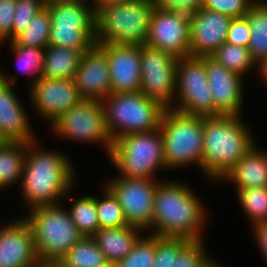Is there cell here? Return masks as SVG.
Segmentation results:
<instances>
[{
	"label": "cell",
	"instance_id": "cell-39",
	"mask_svg": "<svg viewBox=\"0 0 267 267\" xmlns=\"http://www.w3.org/2000/svg\"><path fill=\"white\" fill-rule=\"evenodd\" d=\"M203 240L190 241L179 253L172 267H201L209 258Z\"/></svg>",
	"mask_w": 267,
	"mask_h": 267
},
{
	"label": "cell",
	"instance_id": "cell-45",
	"mask_svg": "<svg viewBox=\"0 0 267 267\" xmlns=\"http://www.w3.org/2000/svg\"><path fill=\"white\" fill-rule=\"evenodd\" d=\"M33 267H64L61 261L39 259Z\"/></svg>",
	"mask_w": 267,
	"mask_h": 267
},
{
	"label": "cell",
	"instance_id": "cell-47",
	"mask_svg": "<svg viewBox=\"0 0 267 267\" xmlns=\"http://www.w3.org/2000/svg\"><path fill=\"white\" fill-rule=\"evenodd\" d=\"M254 5L267 15V0H257Z\"/></svg>",
	"mask_w": 267,
	"mask_h": 267
},
{
	"label": "cell",
	"instance_id": "cell-40",
	"mask_svg": "<svg viewBox=\"0 0 267 267\" xmlns=\"http://www.w3.org/2000/svg\"><path fill=\"white\" fill-rule=\"evenodd\" d=\"M250 26L246 17L232 18L226 41L229 44L248 48L250 43Z\"/></svg>",
	"mask_w": 267,
	"mask_h": 267
},
{
	"label": "cell",
	"instance_id": "cell-29",
	"mask_svg": "<svg viewBox=\"0 0 267 267\" xmlns=\"http://www.w3.org/2000/svg\"><path fill=\"white\" fill-rule=\"evenodd\" d=\"M95 42V29L77 27H51L49 45L86 52Z\"/></svg>",
	"mask_w": 267,
	"mask_h": 267
},
{
	"label": "cell",
	"instance_id": "cell-26",
	"mask_svg": "<svg viewBox=\"0 0 267 267\" xmlns=\"http://www.w3.org/2000/svg\"><path fill=\"white\" fill-rule=\"evenodd\" d=\"M60 261L64 267H105L109 264L92 237H83Z\"/></svg>",
	"mask_w": 267,
	"mask_h": 267
},
{
	"label": "cell",
	"instance_id": "cell-27",
	"mask_svg": "<svg viewBox=\"0 0 267 267\" xmlns=\"http://www.w3.org/2000/svg\"><path fill=\"white\" fill-rule=\"evenodd\" d=\"M74 201L67 211L83 237H92L99 230L95 196H81Z\"/></svg>",
	"mask_w": 267,
	"mask_h": 267
},
{
	"label": "cell",
	"instance_id": "cell-15",
	"mask_svg": "<svg viewBox=\"0 0 267 267\" xmlns=\"http://www.w3.org/2000/svg\"><path fill=\"white\" fill-rule=\"evenodd\" d=\"M97 44L106 52L111 80V93L140 91L141 45Z\"/></svg>",
	"mask_w": 267,
	"mask_h": 267
},
{
	"label": "cell",
	"instance_id": "cell-24",
	"mask_svg": "<svg viewBox=\"0 0 267 267\" xmlns=\"http://www.w3.org/2000/svg\"><path fill=\"white\" fill-rule=\"evenodd\" d=\"M83 53L77 49L48 45L45 49L42 77L48 79L74 78Z\"/></svg>",
	"mask_w": 267,
	"mask_h": 267
},
{
	"label": "cell",
	"instance_id": "cell-8",
	"mask_svg": "<svg viewBox=\"0 0 267 267\" xmlns=\"http://www.w3.org/2000/svg\"><path fill=\"white\" fill-rule=\"evenodd\" d=\"M108 157L124 178H155L166 169L160 129L116 139ZM159 170V171H158Z\"/></svg>",
	"mask_w": 267,
	"mask_h": 267
},
{
	"label": "cell",
	"instance_id": "cell-19",
	"mask_svg": "<svg viewBox=\"0 0 267 267\" xmlns=\"http://www.w3.org/2000/svg\"><path fill=\"white\" fill-rule=\"evenodd\" d=\"M73 79L82 99L102 101L111 94L106 52L97 43L83 53Z\"/></svg>",
	"mask_w": 267,
	"mask_h": 267
},
{
	"label": "cell",
	"instance_id": "cell-46",
	"mask_svg": "<svg viewBox=\"0 0 267 267\" xmlns=\"http://www.w3.org/2000/svg\"><path fill=\"white\" fill-rule=\"evenodd\" d=\"M134 0H93L95 5H114L120 3H127Z\"/></svg>",
	"mask_w": 267,
	"mask_h": 267
},
{
	"label": "cell",
	"instance_id": "cell-21",
	"mask_svg": "<svg viewBox=\"0 0 267 267\" xmlns=\"http://www.w3.org/2000/svg\"><path fill=\"white\" fill-rule=\"evenodd\" d=\"M221 180L234 183L236 191L267 187V151L255 144Z\"/></svg>",
	"mask_w": 267,
	"mask_h": 267
},
{
	"label": "cell",
	"instance_id": "cell-3",
	"mask_svg": "<svg viewBox=\"0 0 267 267\" xmlns=\"http://www.w3.org/2000/svg\"><path fill=\"white\" fill-rule=\"evenodd\" d=\"M240 117H203L202 172L210 181H220L255 145L251 131Z\"/></svg>",
	"mask_w": 267,
	"mask_h": 267
},
{
	"label": "cell",
	"instance_id": "cell-22",
	"mask_svg": "<svg viewBox=\"0 0 267 267\" xmlns=\"http://www.w3.org/2000/svg\"><path fill=\"white\" fill-rule=\"evenodd\" d=\"M87 2V0H47L45 8L51 18V27L95 29V4L93 0L92 4Z\"/></svg>",
	"mask_w": 267,
	"mask_h": 267
},
{
	"label": "cell",
	"instance_id": "cell-7",
	"mask_svg": "<svg viewBox=\"0 0 267 267\" xmlns=\"http://www.w3.org/2000/svg\"><path fill=\"white\" fill-rule=\"evenodd\" d=\"M159 129L163 135L167 169L197 165L202 170L203 116L186 115L166 109Z\"/></svg>",
	"mask_w": 267,
	"mask_h": 267
},
{
	"label": "cell",
	"instance_id": "cell-44",
	"mask_svg": "<svg viewBox=\"0 0 267 267\" xmlns=\"http://www.w3.org/2000/svg\"><path fill=\"white\" fill-rule=\"evenodd\" d=\"M256 69L260 73L258 74L261 77L260 79L267 84V56L257 63Z\"/></svg>",
	"mask_w": 267,
	"mask_h": 267
},
{
	"label": "cell",
	"instance_id": "cell-35",
	"mask_svg": "<svg viewBox=\"0 0 267 267\" xmlns=\"http://www.w3.org/2000/svg\"><path fill=\"white\" fill-rule=\"evenodd\" d=\"M10 50L16 56L19 71L29 75H35L30 86L42 76L43 64L45 59V49L27 47L21 45H10Z\"/></svg>",
	"mask_w": 267,
	"mask_h": 267
},
{
	"label": "cell",
	"instance_id": "cell-12",
	"mask_svg": "<svg viewBox=\"0 0 267 267\" xmlns=\"http://www.w3.org/2000/svg\"><path fill=\"white\" fill-rule=\"evenodd\" d=\"M177 62L178 58L170 53L141 45L140 91L167 109L176 97Z\"/></svg>",
	"mask_w": 267,
	"mask_h": 267
},
{
	"label": "cell",
	"instance_id": "cell-16",
	"mask_svg": "<svg viewBox=\"0 0 267 267\" xmlns=\"http://www.w3.org/2000/svg\"><path fill=\"white\" fill-rule=\"evenodd\" d=\"M205 69L215 103V116L242 115L243 77L226 69L212 56H205Z\"/></svg>",
	"mask_w": 267,
	"mask_h": 267
},
{
	"label": "cell",
	"instance_id": "cell-13",
	"mask_svg": "<svg viewBox=\"0 0 267 267\" xmlns=\"http://www.w3.org/2000/svg\"><path fill=\"white\" fill-rule=\"evenodd\" d=\"M190 13L154 7L149 20L147 46L177 58L190 56Z\"/></svg>",
	"mask_w": 267,
	"mask_h": 267
},
{
	"label": "cell",
	"instance_id": "cell-11",
	"mask_svg": "<svg viewBox=\"0 0 267 267\" xmlns=\"http://www.w3.org/2000/svg\"><path fill=\"white\" fill-rule=\"evenodd\" d=\"M156 178L115 177L105 186L118 199L128 225L147 232L154 215V195L159 183Z\"/></svg>",
	"mask_w": 267,
	"mask_h": 267
},
{
	"label": "cell",
	"instance_id": "cell-20",
	"mask_svg": "<svg viewBox=\"0 0 267 267\" xmlns=\"http://www.w3.org/2000/svg\"><path fill=\"white\" fill-rule=\"evenodd\" d=\"M38 260L32 229L24 218L0 228V267H33Z\"/></svg>",
	"mask_w": 267,
	"mask_h": 267
},
{
	"label": "cell",
	"instance_id": "cell-23",
	"mask_svg": "<svg viewBox=\"0 0 267 267\" xmlns=\"http://www.w3.org/2000/svg\"><path fill=\"white\" fill-rule=\"evenodd\" d=\"M144 233L135 226H123L120 228L99 229L92 238L104 253L109 264H116L128 255L135 243Z\"/></svg>",
	"mask_w": 267,
	"mask_h": 267
},
{
	"label": "cell",
	"instance_id": "cell-4",
	"mask_svg": "<svg viewBox=\"0 0 267 267\" xmlns=\"http://www.w3.org/2000/svg\"><path fill=\"white\" fill-rule=\"evenodd\" d=\"M95 42L145 45L153 0L95 5Z\"/></svg>",
	"mask_w": 267,
	"mask_h": 267
},
{
	"label": "cell",
	"instance_id": "cell-37",
	"mask_svg": "<svg viewBox=\"0 0 267 267\" xmlns=\"http://www.w3.org/2000/svg\"><path fill=\"white\" fill-rule=\"evenodd\" d=\"M47 0H16L12 23V40L29 25L32 18L45 8Z\"/></svg>",
	"mask_w": 267,
	"mask_h": 267
},
{
	"label": "cell",
	"instance_id": "cell-43",
	"mask_svg": "<svg viewBox=\"0 0 267 267\" xmlns=\"http://www.w3.org/2000/svg\"><path fill=\"white\" fill-rule=\"evenodd\" d=\"M252 230L255 236V240L259 245L260 251L267 261V222L254 225L252 227Z\"/></svg>",
	"mask_w": 267,
	"mask_h": 267
},
{
	"label": "cell",
	"instance_id": "cell-41",
	"mask_svg": "<svg viewBox=\"0 0 267 267\" xmlns=\"http://www.w3.org/2000/svg\"><path fill=\"white\" fill-rule=\"evenodd\" d=\"M16 0H0V43L12 41V23Z\"/></svg>",
	"mask_w": 267,
	"mask_h": 267
},
{
	"label": "cell",
	"instance_id": "cell-14",
	"mask_svg": "<svg viewBox=\"0 0 267 267\" xmlns=\"http://www.w3.org/2000/svg\"><path fill=\"white\" fill-rule=\"evenodd\" d=\"M29 89L33 108L50 125L82 100L73 78L48 79L41 76Z\"/></svg>",
	"mask_w": 267,
	"mask_h": 267
},
{
	"label": "cell",
	"instance_id": "cell-1",
	"mask_svg": "<svg viewBox=\"0 0 267 267\" xmlns=\"http://www.w3.org/2000/svg\"><path fill=\"white\" fill-rule=\"evenodd\" d=\"M37 141L35 139L27 142V154L20 181V195L29 209L58 205L60 200L63 202L62 199L67 197L71 199L68 194L76 179L75 169L67 155L59 150L40 149Z\"/></svg>",
	"mask_w": 267,
	"mask_h": 267
},
{
	"label": "cell",
	"instance_id": "cell-5",
	"mask_svg": "<svg viewBox=\"0 0 267 267\" xmlns=\"http://www.w3.org/2000/svg\"><path fill=\"white\" fill-rule=\"evenodd\" d=\"M107 131L114 142L131 133L158 130L164 111L161 103L141 91L111 93L102 100Z\"/></svg>",
	"mask_w": 267,
	"mask_h": 267
},
{
	"label": "cell",
	"instance_id": "cell-31",
	"mask_svg": "<svg viewBox=\"0 0 267 267\" xmlns=\"http://www.w3.org/2000/svg\"><path fill=\"white\" fill-rule=\"evenodd\" d=\"M245 17L251 31L248 49L253 60L258 63L267 56V15L253 4Z\"/></svg>",
	"mask_w": 267,
	"mask_h": 267
},
{
	"label": "cell",
	"instance_id": "cell-32",
	"mask_svg": "<svg viewBox=\"0 0 267 267\" xmlns=\"http://www.w3.org/2000/svg\"><path fill=\"white\" fill-rule=\"evenodd\" d=\"M237 199L251 227L267 222V187H254L238 190Z\"/></svg>",
	"mask_w": 267,
	"mask_h": 267
},
{
	"label": "cell",
	"instance_id": "cell-42",
	"mask_svg": "<svg viewBox=\"0 0 267 267\" xmlns=\"http://www.w3.org/2000/svg\"><path fill=\"white\" fill-rule=\"evenodd\" d=\"M154 7L176 11L195 12L202 5V0H153Z\"/></svg>",
	"mask_w": 267,
	"mask_h": 267
},
{
	"label": "cell",
	"instance_id": "cell-17",
	"mask_svg": "<svg viewBox=\"0 0 267 267\" xmlns=\"http://www.w3.org/2000/svg\"><path fill=\"white\" fill-rule=\"evenodd\" d=\"M0 69V138L3 141L30 142L36 139L28 115L13 91L16 76L7 77Z\"/></svg>",
	"mask_w": 267,
	"mask_h": 267
},
{
	"label": "cell",
	"instance_id": "cell-36",
	"mask_svg": "<svg viewBox=\"0 0 267 267\" xmlns=\"http://www.w3.org/2000/svg\"><path fill=\"white\" fill-rule=\"evenodd\" d=\"M190 242L185 238L156 236V257L153 267H172L178 253Z\"/></svg>",
	"mask_w": 267,
	"mask_h": 267
},
{
	"label": "cell",
	"instance_id": "cell-6",
	"mask_svg": "<svg viewBox=\"0 0 267 267\" xmlns=\"http://www.w3.org/2000/svg\"><path fill=\"white\" fill-rule=\"evenodd\" d=\"M62 205L33 207L23 217L32 229L39 259L60 261L83 238Z\"/></svg>",
	"mask_w": 267,
	"mask_h": 267
},
{
	"label": "cell",
	"instance_id": "cell-25",
	"mask_svg": "<svg viewBox=\"0 0 267 267\" xmlns=\"http://www.w3.org/2000/svg\"><path fill=\"white\" fill-rule=\"evenodd\" d=\"M26 154L27 142L0 143V189L22 179Z\"/></svg>",
	"mask_w": 267,
	"mask_h": 267
},
{
	"label": "cell",
	"instance_id": "cell-18",
	"mask_svg": "<svg viewBox=\"0 0 267 267\" xmlns=\"http://www.w3.org/2000/svg\"><path fill=\"white\" fill-rule=\"evenodd\" d=\"M231 20L227 15L202 7L190 13V56H211L225 43Z\"/></svg>",
	"mask_w": 267,
	"mask_h": 267
},
{
	"label": "cell",
	"instance_id": "cell-49",
	"mask_svg": "<svg viewBox=\"0 0 267 267\" xmlns=\"http://www.w3.org/2000/svg\"><path fill=\"white\" fill-rule=\"evenodd\" d=\"M105 267H115V265H114V264H108V265L105 266Z\"/></svg>",
	"mask_w": 267,
	"mask_h": 267
},
{
	"label": "cell",
	"instance_id": "cell-30",
	"mask_svg": "<svg viewBox=\"0 0 267 267\" xmlns=\"http://www.w3.org/2000/svg\"><path fill=\"white\" fill-rule=\"evenodd\" d=\"M214 59L220 62L226 69L235 72L243 77L246 73L257 67L249 49L227 42L223 43L212 55Z\"/></svg>",
	"mask_w": 267,
	"mask_h": 267
},
{
	"label": "cell",
	"instance_id": "cell-2",
	"mask_svg": "<svg viewBox=\"0 0 267 267\" xmlns=\"http://www.w3.org/2000/svg\"><path fill=\"white\" fill-rule=\"evenodd\" d=\"M187 185L159 181L154 195V215L149 234L159 237L203 240L206 209ZM151 229V230H150Z\"/></svg>",
	"mask_w": 267,
	"mask_h": 267
},
{
	"label": "cell",
	"instance_id": "cell-9",
	"mask_svg": "<svg viewBox=\"0 0 267 267\" xmlns=\"http://www.w3.org/2000/svg\"><path fill=\"white\" fill-rule=\"evenodd\" d=\"M177 103L170 109L186 115L215 116V103L210 90L205 56L178 58L176 71Z\"/></svg>",
	"mask_w": 267,
	"mask_h": 267
},
{
	"label": "cell",
	"instance_id": "cell-38",
	"mask_svg": "<svg viewBox=\"0 0 267 267\" xmlns=\"http://www.w3.org/2000/svg\"><path fill=\"white\" fill-rule=\"evenodd\" d=\"M252 5L251 0H202L201 7L231 18H241Z\"/></svg>",
	"mask_w": 267,
	"mask_h": 267
},
{
	"label": "cell",
	"instance_id": "cell-48",
	"mask_svg": "<svg viewBox=\"0 0 267 267\" xmlns=\"http://www.w3.org/2000/svg\"><path fill=\"white\" fill-rule=\"evenodd\" d=\"M220 264L215 262L214 259L212 260L211 257H209L203 264L201 267H222Z\"/></svg>",
	"mask_w": 267,
	"mask_h": 267
},
{
	"label": "cell",
	"instance_id": "cell-33",
	"mask_svg": "<svg viewBox=\"0 0 267 267\" xmlns=\"http://www.w3.org/2000/svg\"><path fill=\"white\" fill-rule=\"evenodd\" d=\"M104 196L102 199L96 197L99 229L120 228L127 226L128 222L124 216L118 199L104 185Z\"/></svg>",
	"mask_w": 267,
	"mask_h": 267
},
{
	"label": "cell",
	"instance_id": "cell-34",
	"mask_svg": "<svg viewBox=\"0 0 267 267\" xmlns=\"http://www.w3.org/2000/svg\"><path fill=\"white\" fill-rule=\"evenodd\" d=\"M156 257V236H141L131 252L115 264V267H153Z\"/></svg>",
	"mask_w": 267,
	"mask_h": 267
},
{
	"label": "cell",
	"instance_id": "cell-28",
	"mask_svg": "<svg viewBox=\"0 0 267 267\" xmlns=\"http://www.w3.org/2000/svg\"><path fill=\"white\" fill-rule=\"evenodd\" d=\"M51 18L46 8L42 9L30 21L29 25L20 32L9 45L43 48L49 45Z\"/></svg>",
	"mask_w": 267,
	"mask_h": 267
},
{
	"label": "cell",
	"instance_id": "cell-10",
	"mask_svg": "<svg viewBox=\"0 0 267 267\" xmlns=\"http://www.w3.org/2000/svg\"><path fill=\"white\" fill-rule=\"evenodd\" d=\"M54 135L76 142L100 143L107 155L113 141L107 131L102 101L82 99L51 125Z\"/></svg>",
	"mask_w": 267,
	"mask_h": 267
}]
</instances>
